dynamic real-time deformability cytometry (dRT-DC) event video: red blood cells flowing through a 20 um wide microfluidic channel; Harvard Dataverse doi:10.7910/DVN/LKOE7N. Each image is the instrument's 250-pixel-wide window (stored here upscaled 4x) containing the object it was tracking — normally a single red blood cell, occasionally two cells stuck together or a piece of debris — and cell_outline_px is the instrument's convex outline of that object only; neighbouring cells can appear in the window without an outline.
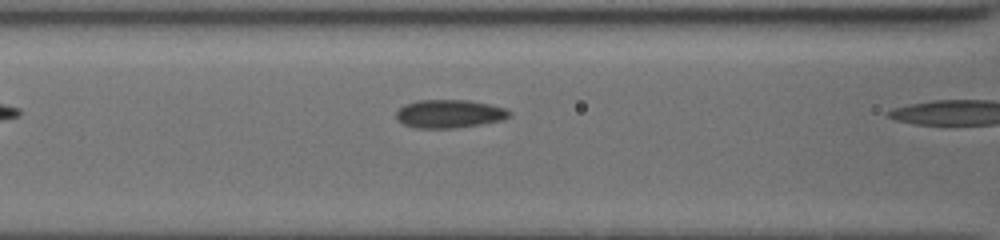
{"species": "common noctule bat (a hibernating species)", "species_latin": "Nyctalus noctula", "temperature_condition": "cold", "stored_images_in_passage": 6, "camera_frame_rate_fps": 3000, "um_per_image_px": 0.085, "animal": {"sex": "female", "body_mass_g": 19.5, "forearm_length_mm": 54.1}, "frame": {"image": 1, "passage_image": 5, "time_ms": 1.333, "image_size_px": [1000, 240], "cell_outline_px": [[512, 116], [500, 120], [480, 124], [452, 128], [416, 128], [404, 124], [396, 116], [396, 112], [404, 104], [416, 100], [468, 100], [508, 108], [512, 112]], "centroid_in_image_um": [38.22, 9.66], "position_along_channel_um": 128.4, "area_um2": 18.61}}